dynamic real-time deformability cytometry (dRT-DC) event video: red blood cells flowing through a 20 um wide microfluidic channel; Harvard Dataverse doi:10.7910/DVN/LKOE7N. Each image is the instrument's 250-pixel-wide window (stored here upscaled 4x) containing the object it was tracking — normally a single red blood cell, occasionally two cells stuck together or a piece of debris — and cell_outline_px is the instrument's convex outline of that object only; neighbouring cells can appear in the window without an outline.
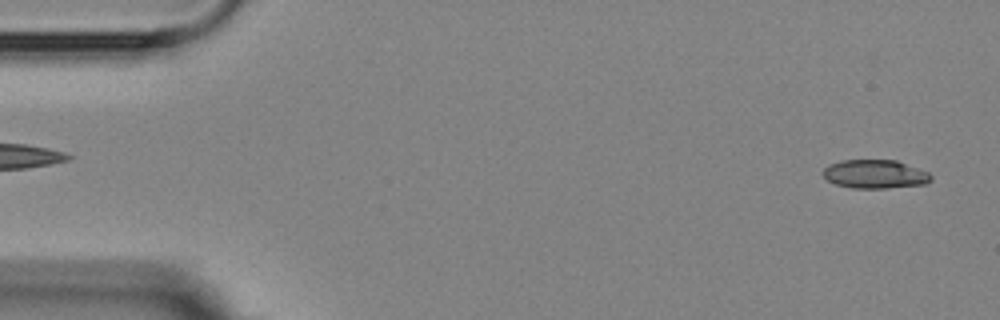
{"species": "Egyptian fruit bat (a non-hibernating species)", "species_latin": "Rousettus aegyptiacus", "temperature_condition": "room temperature", "stored_images_in_passage": 5, "segment_of_instrument_passage": [2, 2], "camera_frame_rate_fps": 3000, "um_per_image_px": 0.085, "animal": {"sex": "female"}, "frame": {"image": 1, "passage_image": 5, "time_ms": 4.667, "image_size_px": [1000, 320], "cell_outline_px": [[932, 180], [924, 184], [888, 188], [852, 188], [836, 184], [828, 180], [820, 172], [828, 164], [840, 160], [896, 160], [928, 172], [932, 176]], "centroid_in_image_um": [74.35, 14.79], "position_along_channel_um": 10.7, "area_um2": 18.09}}